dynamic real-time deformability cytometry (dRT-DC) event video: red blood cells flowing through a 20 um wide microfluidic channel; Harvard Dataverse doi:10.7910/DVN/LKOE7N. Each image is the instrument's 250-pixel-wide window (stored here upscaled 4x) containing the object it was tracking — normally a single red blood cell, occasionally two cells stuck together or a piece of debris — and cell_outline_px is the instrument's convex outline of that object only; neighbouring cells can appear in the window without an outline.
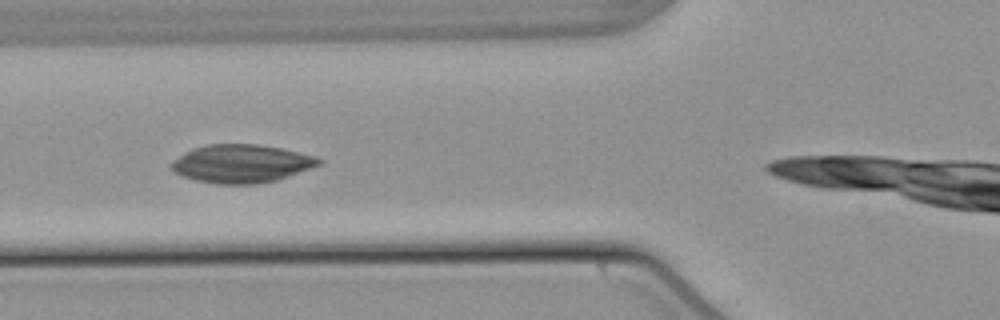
{"species": "common noctule bat (a hibernating species)", "species_latin": "Nyctalus noctula", "temperature_condition": "warm", "stored_images_in_passage": 32, "camera_frame_rate_fps": 3000, "um_per_image_px": 0.085, "animal": {"sex": "male", "body_mass_g": 21.5, "forearm_length_mm": 52.0}, "frame": {"image": 1, "passage_image": 8, "time_ms": 2.333, "image_size_px": [1000, 320], "cell_outline_px": [[324, 164], [276, 180], [256, 184], [216, 184], [196, 180], [172, 172], [168, 168], [168, 164], [172, 160], [184, 152], [192, 148], [208, 144], [256, 144], [280, 148], [316, 156], [324, 160]], "centroid_in_image_um": [20.49, 13.91], "position_along_channel_um": 105.3, "area_um2": 33.18}}
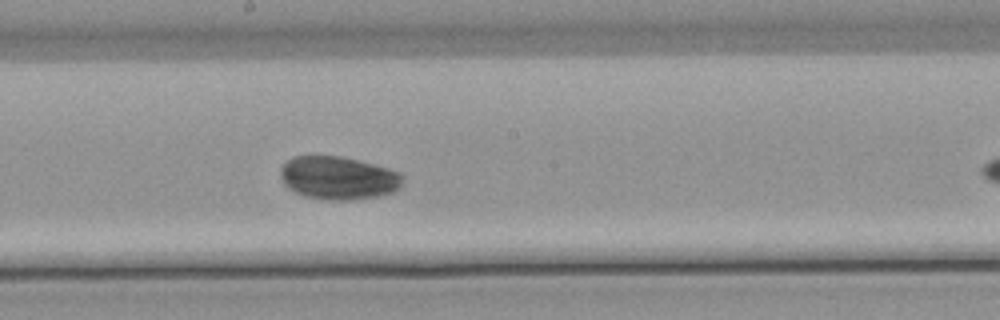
{"frame": {"image": 2, "passage_image": 17, "time_ms": 5.333, "image_size_px": [1000, 320], "cell_outline_px": [[404, 180], [400, 188], [396, 192], [380, 196], [352, 200], [328, 200], [304, 196], [288, 188], [284, 184], [280, 176], [280, 168], [292, 156], [340, 156], [388, 168], [400, 172], [404, 176]], "centroid_in_image_um": [28.79, 15.14], "position_along_channel_um": 219.4, "area_um2": 30.98}}
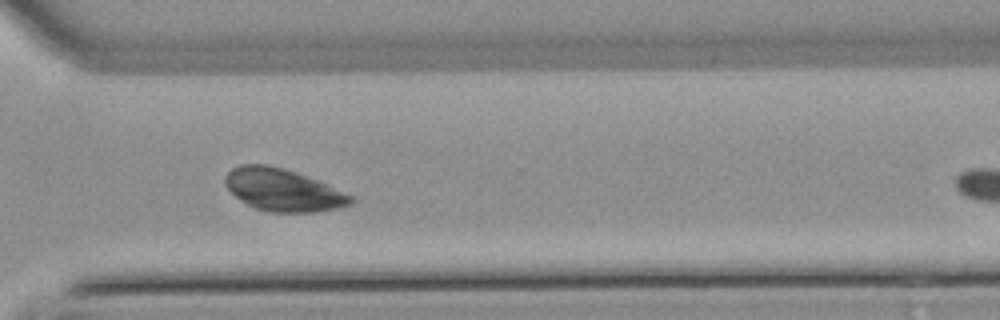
{"frame": {"image": 3, "passage_image": 27, "time_ms": 8.667, "image_size_px": [1000, 320], "cell_outline_px": [[352, 204], [340, 208], [316, 212], [272, 212], [256, 208], [240, 200], [224, 184], [224, 176], [232, 168], [240, 164], [268, 164], [284, 168], [296, 172], [328, 184], [352, 196]], "centroid_in_image_um": [24.05, 16.14], "position_along_channel_um": 346.6, "area_um2": 30.98}}